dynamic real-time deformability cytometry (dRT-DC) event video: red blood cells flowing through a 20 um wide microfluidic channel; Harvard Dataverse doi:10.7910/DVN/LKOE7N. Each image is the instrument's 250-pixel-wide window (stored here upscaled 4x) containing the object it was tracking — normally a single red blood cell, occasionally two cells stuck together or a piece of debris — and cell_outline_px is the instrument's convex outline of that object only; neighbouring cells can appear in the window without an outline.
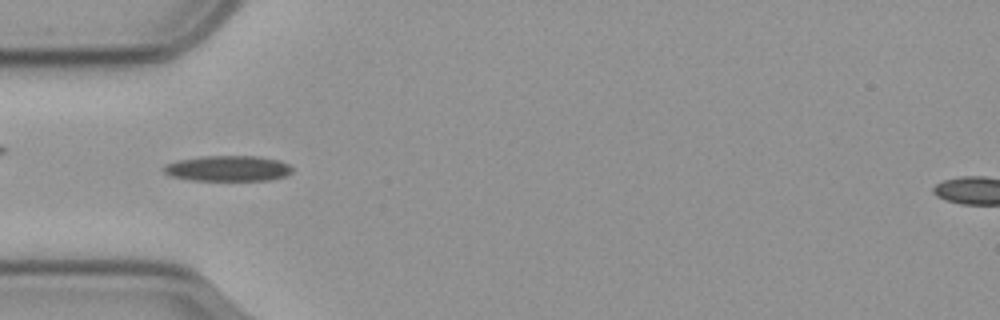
{"species": "common noctule bat (a hibernating species)", "species_latin": "Nyctalus noctula", "temperature_condition": "cold", "stored_images_in_passage": 43, "camera_frame_rate_fps": 3000, "um_per_image_px": 0.085, "animal": {"sex": "male", "body_mass_g": 23.1, "forearm_length_mm": 52.7}, "frame": {"image": 1, "passage_image": 4, "time_ms": 1.0, "image_size_px": [1000, 320], "cell_outline_px": [[292, 172], [288, 176], [268, 180], [192, 180], [168, 176], [164, 172], [164, 164], [180, 160], [204, 156], [256, 156], [280, 160], [288, 164], [292, 168]], "centroid_in_image_um": [19.39, 14.32], "position_along_channel_um": 65.6, "area_um2": 19.19}}
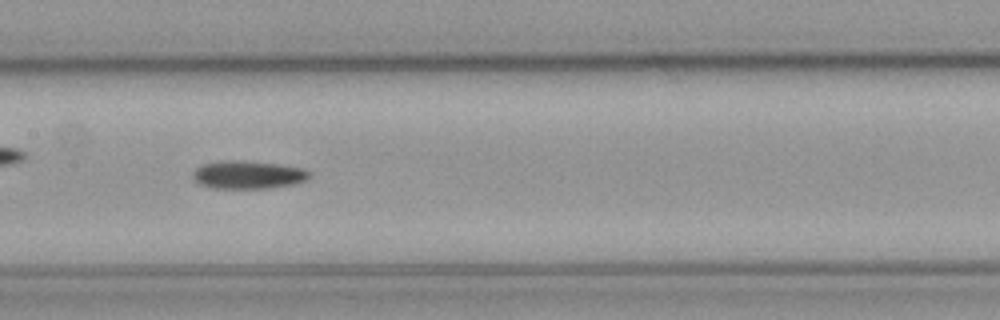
{"frame": {"image": 2, "passage_image": 14, "time_ms": 4.333, "image_size_px": [1000, 320], "cell_outline_px": [[308, 176], [304, 180], [292, 184], [272, 188], [212, 188], [200, 184], [192, 180], [192, 172], [196, 168], [204, 164], [220, 160], [236, 160], [276, 164], [304, 168], [308, 172]], "centroid_in_image_um": [21.0, 14.86], "position_along_channel_um": 186.4, "area_um2": 18.9}}
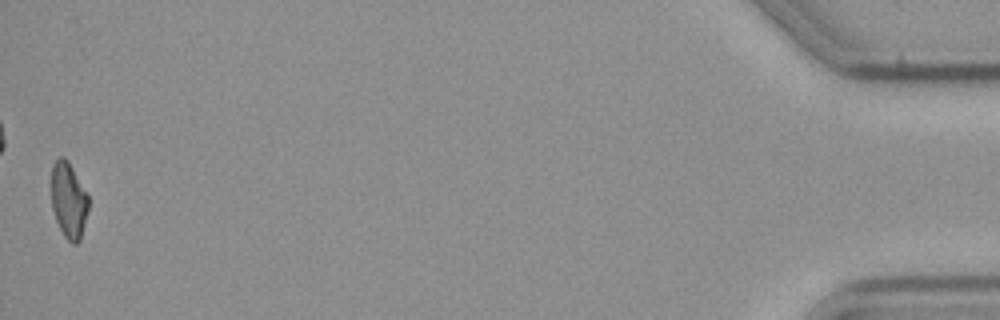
{"frame": {"image": 3, "passage_image": 43, "time_ms": 14.0, "image_size_px": [1000, 320], "cell_outline_px": [[88, 208], [80, 240], [76, 244], [72, 244], [64, 236], [56, 220], [52, 208], [52, 164], [60, 156], [64, 156], [68, 160], [88, 192]], "centroid_in_image_um": [5.84, 16.99], "position_along_channel_um": 429.4, "area_um2": 16.47}}